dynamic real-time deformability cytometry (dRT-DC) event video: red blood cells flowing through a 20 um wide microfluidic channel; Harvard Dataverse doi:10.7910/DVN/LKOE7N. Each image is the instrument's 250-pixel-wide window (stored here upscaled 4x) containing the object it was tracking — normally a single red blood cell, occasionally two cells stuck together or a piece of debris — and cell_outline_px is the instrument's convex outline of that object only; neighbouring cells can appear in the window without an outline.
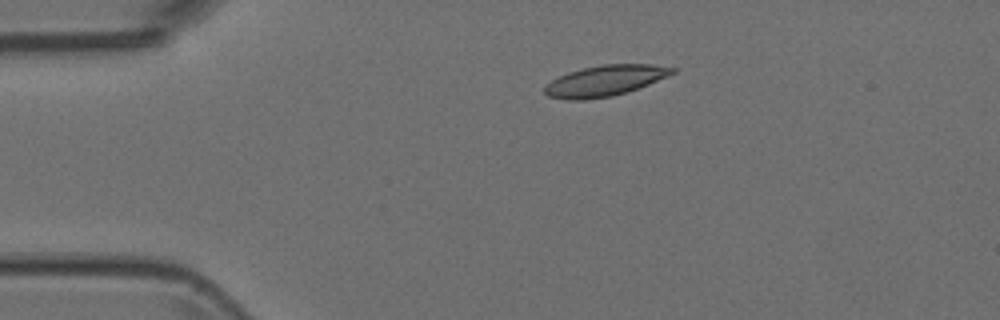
{"species": "Egyptian fruit bat (a non-hibernating species)", "species_latin": "Rousettus aegyptiacus", "temperature_condition": "room temperature", "stored_images_in_passage": 11, "camera_frame_rate_fps": 3000, "um_per_image_px": 0.085, "animal": {"sex": "female"}, "frame": {"image": 1, "passage_image": 4, "time_ms": 1.0, "image_size_px": [1000, 320], "cell_outline_px": [[676, 72], [668, 76], [648, 84], [612, 96], [584, 100], [568, 100], [548, 96], [544, 92], [544, 84], [568, 72], [584, 68], [604, 64], [652, 64], [676, 68]], "centroid_in_image_um": [51.4, 6.86], "position_along_channel_um": 33.6, "area_um2": 22.72}}
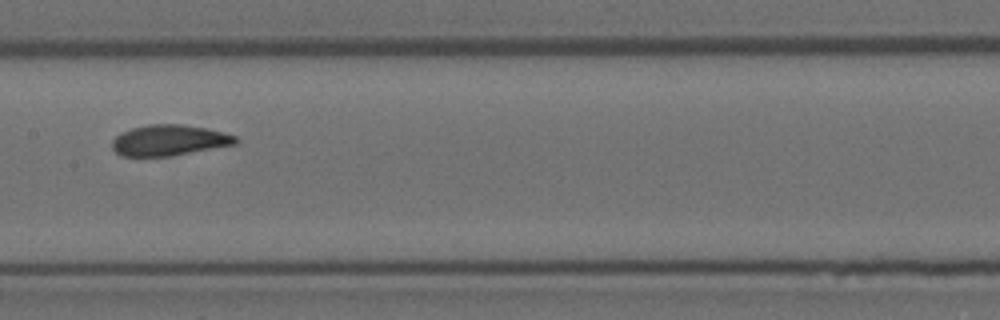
{"frame": {"image": 2, "passage_image": 8, "time_ms": 2.333, "image_size_px": [1000, 320], "cell_outline_px": [[240, 140], [236, 144], [168, 156], [120, 156], [112, 148], [112, 140], [120, 132], [132, 128], [148, 124], [184, 124], [224, 132], [236, 136]], "centroid_in_image_um": [14.36, 11.91], "position_along_channel_um": 193.0, "area_um2": 22.14}}
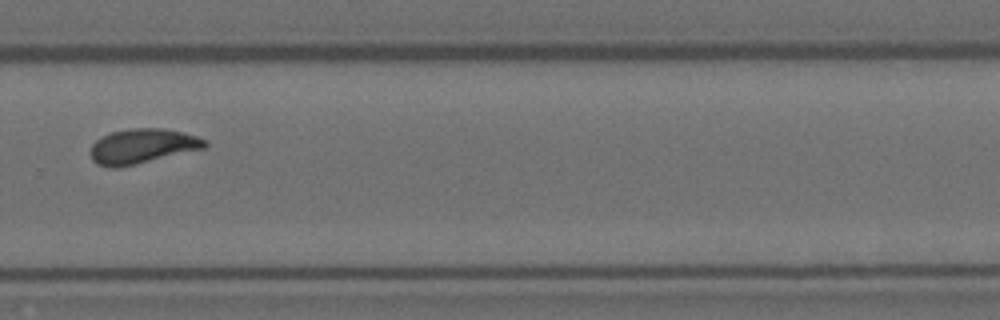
{"frame": {"image": 3, "passage_image": 11, "time_ms": 3.333, "image_size_px": [1000, 320], "cell_outline_px": [[208, 144], [204, 148], [136, 164], [116, 168], [108, 168], [96, 164], [92, 160], [92, 144], [100, 136], [112, 132], [128, 128], [160, 128], [184, 132], [208, 140]], "centroid_in_image_um": [12.09, 12.42], "position_along_channel_um": 317.7, "area_um2": 23.18}}